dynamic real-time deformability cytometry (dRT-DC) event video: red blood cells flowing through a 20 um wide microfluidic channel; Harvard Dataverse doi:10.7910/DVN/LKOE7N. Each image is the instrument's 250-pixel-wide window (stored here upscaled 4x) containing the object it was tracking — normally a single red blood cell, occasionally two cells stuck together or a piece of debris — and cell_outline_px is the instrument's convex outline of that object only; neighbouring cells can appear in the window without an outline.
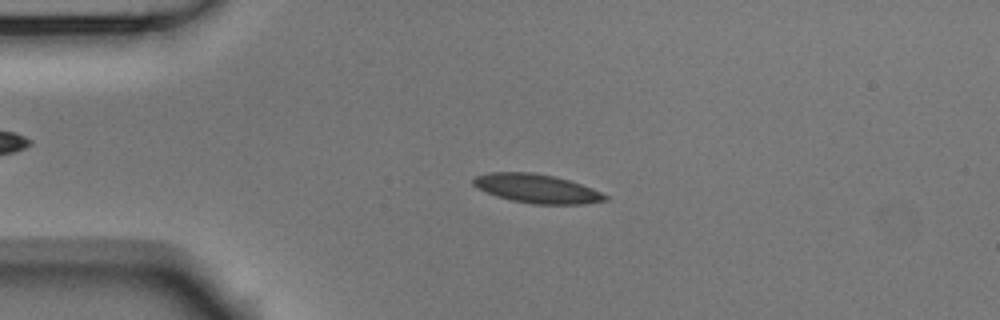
{"species": "Egyptian fruit bat (a non-hibernating species)", "species_latin": "Rousettus aegyptiacus", "temperature_condition": "room temperature", "stored_images_in_passage": 54, "camera_frame_rate_fps": 3000, "um_per_image_px": 0.085, "animal": {"sex": "male"}, "frame": {"image": 1, "passage_image": 12, "time_ms": 3.667, "image_size_px": [1000, 320], "cell_outline_px": [[608, 200], [584, 204], [532, 204], [512, 200], [496, 196], [476, 188], [472, 184], [472, 180], [476, 176], [488, 172], [532, 172], [556, 176], [592, 188], [608, 196]], "centroid_in_image_um": [45.6, 16.02], "position_along_channel_um": 39.4, "area_um2": 22.25}}
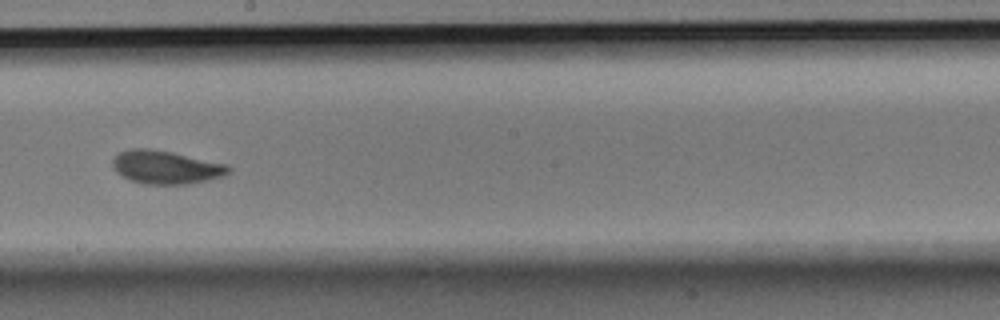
{"frame": {"image": 2, "passage_image": 30, "time_ms": 9.667, "image_size_px": [1000, 320], "cell_outline_px": [[232, 168], [224, 176], [208, 180], [188, 184], [144, 184], [132, 180], [116, 172], [112, 164], [112, 160], [120, 152], [128, 148], [148, 148], [172, 152], [228, 164]], "centroid_in_image_um": [14.12, 14.21], "position_along_channel_um": 234.1, "area_um2": 22.48}}
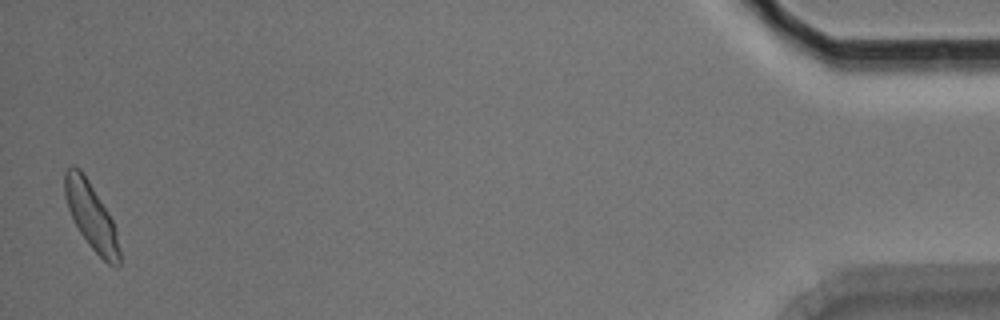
{"frame": {"image": 3, "passage_image": 53, "time_ms": 17.333, "image_size_px": [1000, 320], "cell_outline_px": [[120, 264], [116, 268], [108, 264], [88, 244], [80, 232], [68, 208], [64, 196], [64, 172], [72, 164], [76, 164], [84, 172], [108, 212], [112, 220], [116, 232], [120, 252]], "centroid_in_image_um": [7.74, 18.32], "position_along_channel_um": 427.5, "area_um2": 21.21}, "authors_computed_cell_mechanics": {"area_um2": 21.4438, "velocity_mm_per_s": 3.7061, "shape_relaxation_time_tau1_ms": 3.801, "shape_relaxation_time_tau2_ms": 1.817, "deformation_change_tau1": 0.1418, "deformation_change_tau2": 0.0773}}